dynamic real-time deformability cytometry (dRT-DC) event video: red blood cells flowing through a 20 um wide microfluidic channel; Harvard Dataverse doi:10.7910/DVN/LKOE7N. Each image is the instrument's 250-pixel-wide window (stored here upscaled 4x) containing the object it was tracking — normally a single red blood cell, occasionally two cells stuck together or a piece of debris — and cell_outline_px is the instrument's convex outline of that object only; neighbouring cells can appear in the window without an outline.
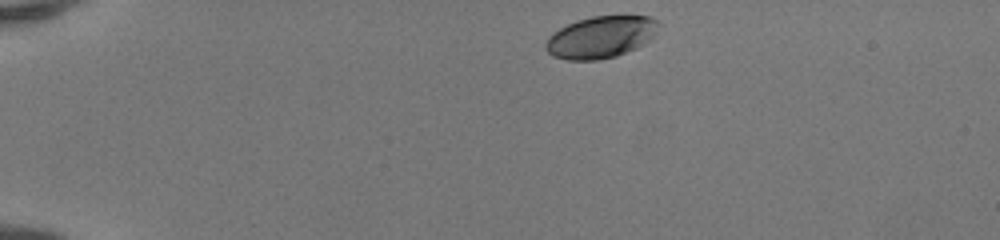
{"species": "human", "species_latin": "Homo sapiens", "temperature_condition": "room temperature", "stored_images_in_passage": 41, "camera_frame_rate_fps": 3000, "um_per_image_px": 0.085, "donor": {"sex": "female"}, "frame": {"image": 1, "passage_image": 1, "time_ms": 0.0, "image_size_px": [1000, 240], "cell_outline_px": [[660, 24], [656, 32], [644, 44], [636, 48], [616, 56], [596, 60], [568, 60], [552, 56], [544, 48], [544, 44], [548, 36], [552, 32], [576, 20], [592, 16], [624, 12], [648, 16], [656, 20]], "centroid_in_image_um": [51.08, 3.1], "position_along_channel_um": 33.9, "area_um2": 28.44}}
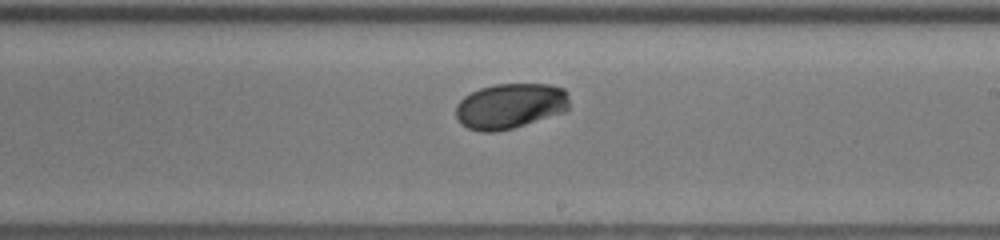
{"frame": {"image": 2, "passage_image": 22, "time_ms": 7.0, "image_size_px": [1000, 240], "cell_outline_px": [[568, 108], [564, 112], [512, 128], [496, 132], [480, 132], [468, 128], [460, 124], [456, 116], [456, 104], [464, 96], [480, 88], [496, 84], [548, 84], [564, 88], [568, 92]], "centroid_in_image_um": [43.35, 9.01], "position_along_channel_um": 245.7, "area_um2": 30.11}}
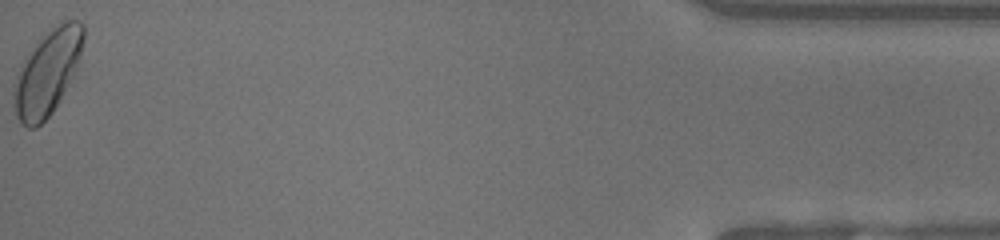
{"frame": {"image": 3, "passage_image": 41, "time_ms": 13.333, "image_size_px": [1000, 240], "cell_outline_px": [[84, 36], [80, 56], [76, 68], [60, 100], [52, 112], [36, 128], [28, 128], [16, 116], [12, 104], [12, 84], [28, 52], [40, 36], [60, 20], [80, 20], [84, 24]], "centroid_in_image_um": [4.0, 6.12], "position_along_channel_um": 431.2, "area_um2": 34.74}, "authors_computed_cell_mechanics": {"area_um2": 29.7092, "velocity_mm_per_s": 4.1652, "shape_relaxation_time_tau1_ms": 1.611, "shape_relaxation_time_tau2_ms": null, "deformation_change_tau1": 0.0964, "deformation_change_tau2": null}}